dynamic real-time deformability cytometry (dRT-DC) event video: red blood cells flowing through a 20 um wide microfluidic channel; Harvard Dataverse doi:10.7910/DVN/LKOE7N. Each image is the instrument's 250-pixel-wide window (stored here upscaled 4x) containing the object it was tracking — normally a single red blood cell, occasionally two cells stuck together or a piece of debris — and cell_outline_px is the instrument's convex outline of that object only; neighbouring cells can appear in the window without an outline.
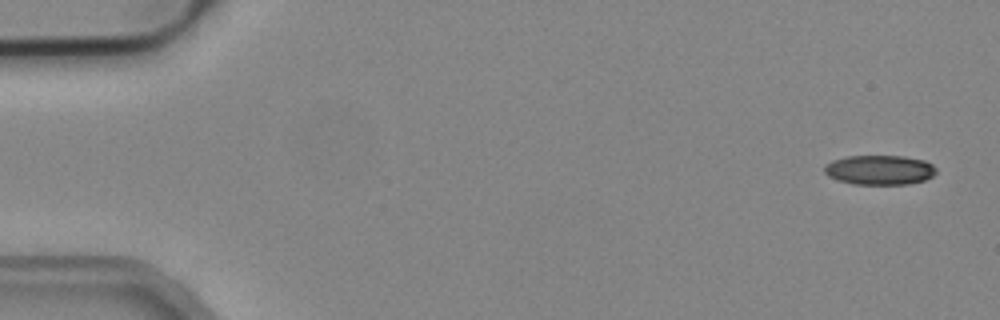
{"species": "common noctule bat (a hibernating species)", "species_latin": "Nyctalus noctula", "temperature_condition": "cold", "stored_images_in_passage": 6, "camera_frame_rate_fps": 3000, "um_per_image_px": 0.085, "animal": {"sex": "male", "body_mass_g": 19.2, "forearm_length_mm": 51.8}, "frame": {"image": 1, "passage_image": 1, "time_ms": 0.0, "image_size_px": [1000, 320], "cell_outline_px": [[936, 172], [932, 176], [924, 180], [908, 184], [852, 184], [836, 180], [828, 176], [824, 172], [824, 168], [832, 160], [848, 156], [904, 156], [924, 160], [932, 164], [936, 168]], "centroid_in_image_um": [74.76, 14.44], "position_along_channel_um": 10.2, "area_um2": 19.31}}
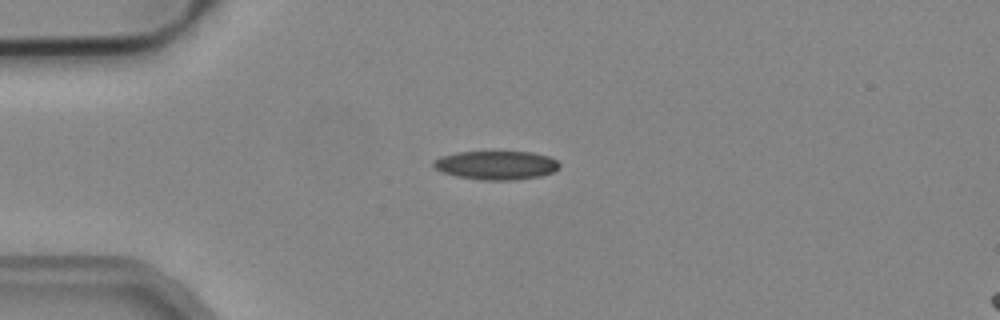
{"frame": {"image": 2, "passage_image": 4, "time_ms": 1.0, "image_size_px": [1000, 320], "cell_outline_px": [[560, 168], [552, 172], [540, 176], [516, 180], [480, 180], [456, 176], [440, 172], [432, 164], [432, 160], [440, 156], [456, 152], [532, 152], [548, 156], [556, 160], [560, 164]], "centroid_in_image_um": [42.15, 14.04], "position_along_channel_um": 42.8, "area_um2": 21.27}}